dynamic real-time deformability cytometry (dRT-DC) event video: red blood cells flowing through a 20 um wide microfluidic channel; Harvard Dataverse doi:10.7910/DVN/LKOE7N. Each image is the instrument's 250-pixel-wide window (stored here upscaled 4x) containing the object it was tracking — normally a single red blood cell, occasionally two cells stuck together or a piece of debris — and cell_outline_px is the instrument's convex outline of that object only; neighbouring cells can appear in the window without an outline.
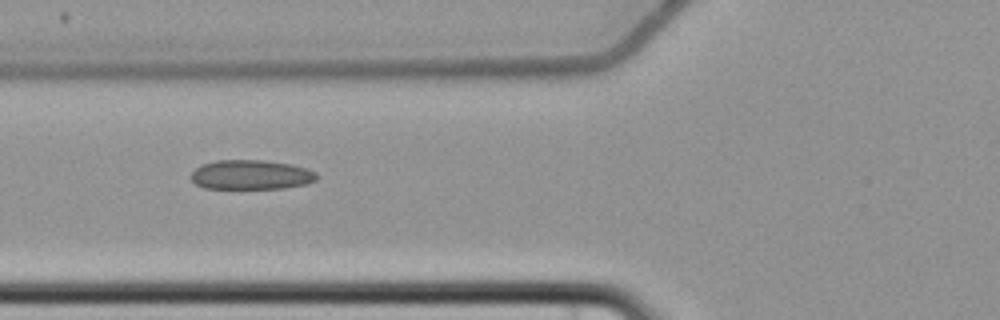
{"species": "common noctule bat (a hibernating species)", "species_latin": "Nyctalus noctula", "temperature_condition": "cold", "stored_images_in_passage": 7, "camera_frame_rate_fps": 3000, "um_per_image_px": 0.085, "animal": {"sex": "female", "body_mass_g": 22.7, "forearm_length_mm": 54.2}, "frame": {"image": 1, "passage_image": 4, "time_ms": 6.667, "image_size_px": [1000, 320], "cell_outline_px": [[320, 176], [316, 180], [308, 184], [284, 188], [204, 188], [196, 184], [192, 180], [192, 172], [200, 164], [216, 160], [264, 160], [292, 164], [308, 168], [316, 172]], "centroid_in_image_um": [21.39, 14.84], "position_along_channel_um": 104.4, "area_um2": 21.85}}
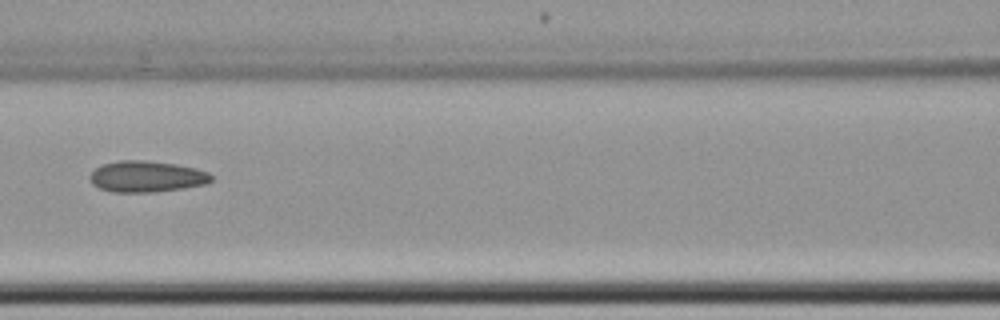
{"frame": {"image": 2, "passage_image": 5, "time_ms": 8.0, "image_size_px": [1000, 320], "cell_outline_px": [[212, 180], [208, 184], [184, 188], [156, 192], [112, 192], [100, 188], [92, 184], [88, 176], [96, 168], [104, 164], [120, 160], [144, 160], [176, 164], [196, 168], [208, 172], [212, 176]], "centroid_in_image_um": [12.48, 15.01], "position_along_channel_um": 154.1, "area_um2": 22.2}}
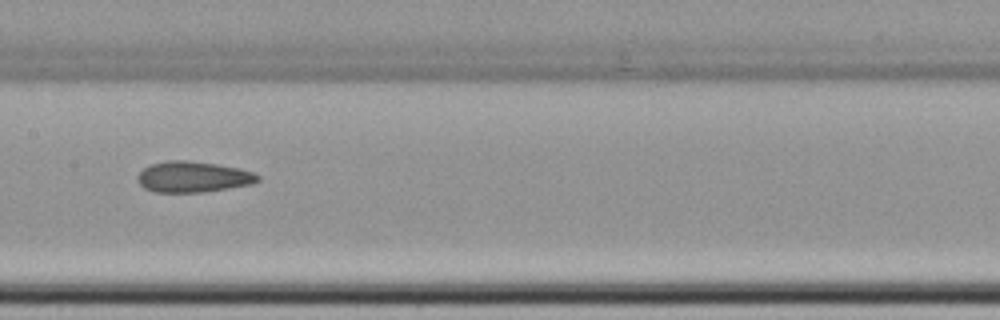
{"frame": {"image": 3, "passage_image": 6, "time_ms": 9.0, "image_size_px": [1000, 320], "cell_outline_px": [[260, 180], [252, 184], [204, 192], [156, 192], [144, 188], [136, 180], [136, 176], [148, 164], [168, 160], [188, 160], [216, 164], [240, 168], [252, 172], [260, 176]], "centroid_in_image_um": [16.39, 15.02], "position_along_channel_um": 191.0, "area_um2": 21.79}}